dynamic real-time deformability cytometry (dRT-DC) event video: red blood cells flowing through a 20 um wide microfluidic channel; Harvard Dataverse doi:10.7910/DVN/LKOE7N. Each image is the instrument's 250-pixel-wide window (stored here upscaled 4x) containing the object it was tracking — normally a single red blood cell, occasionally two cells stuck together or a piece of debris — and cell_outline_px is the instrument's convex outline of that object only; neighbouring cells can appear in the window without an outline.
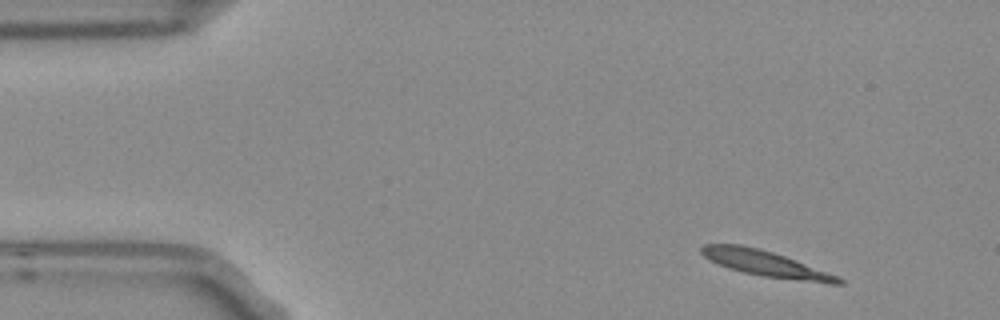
{"species": "Egyptian fruit bat (a non-hibernating species)", "species_latin": "Rousettus aegyptiacus", "temperature_condition": "room temperature", "stored_images_in_passage": 3, "camera_frame_rate_fps": 3000, "um_per_image_px": 0.085, "frame": {"image": 1, "passage_image": 1, "time_ms": 0.0, "image_size_px": [1000, 320], "cell_outline_px": [[844, 284], [828, 284], [764, 276], [744, 272], [728, 268], [708, 260], [700, 252], [700, 248], [704, 244], [740, 244], [772, 252], [784, 256], [836, 276], [844, 280]], "centroid_in_image_um": [65.02, 22.4], "position_along_channel_um": 20.0, "area_um2": 20.11}}
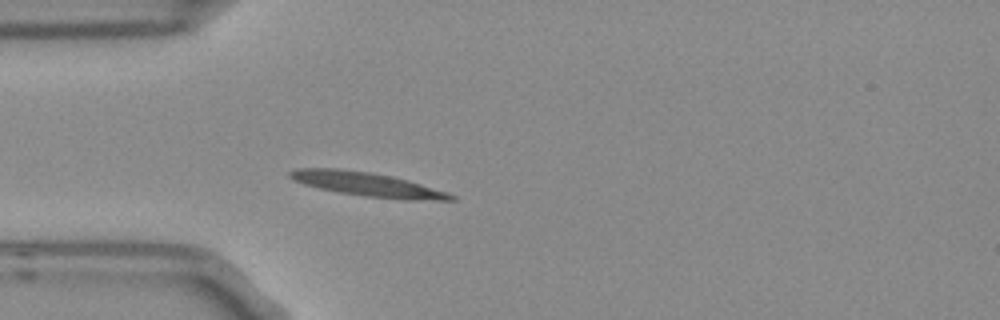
{"frame": {"image": 2, "passage_image": 3, "time_ms": 0.667, "image_size_px": [1000, 320], "cell_outline_px": [[456, 200], [400, 200], [364, 196], [340, 192], [320, 188], [304, 184], [292, 180], [288, 176], [288, 172], [296, 168], [336, 168], [368, 172], [392, 176], [408, 180], [448, 192], [456, 196]], "centroid_in_image_um": [31.23, 15.67], "position_along_channel_um": 53.8, "area_um2": 22.54}}